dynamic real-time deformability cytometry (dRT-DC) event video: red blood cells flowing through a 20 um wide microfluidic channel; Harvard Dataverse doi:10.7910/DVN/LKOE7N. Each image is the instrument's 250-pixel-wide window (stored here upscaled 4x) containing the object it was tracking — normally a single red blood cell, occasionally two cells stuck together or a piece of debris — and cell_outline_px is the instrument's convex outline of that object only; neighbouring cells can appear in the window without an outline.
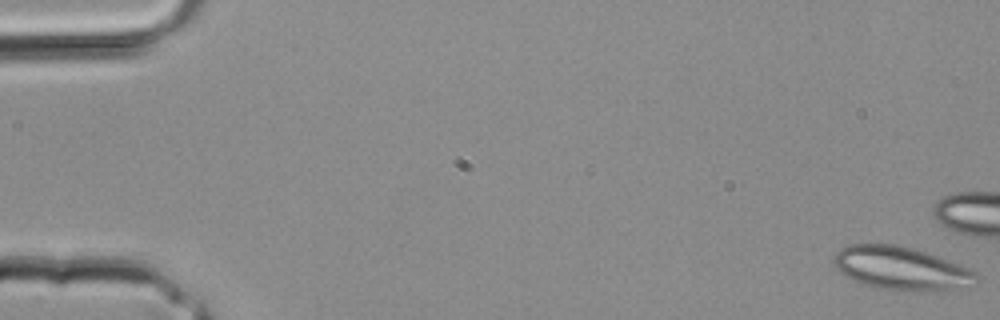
{"species": "common noctule bat (a hibernating species)", "species_latin": "Nyctalus noctula", "temperature_condition": "room temperature", "stored_images_in_passage": 4, "camera_frame_rate_fps": 3000, "um_per_image_px": 0.085, "animal": {"sex": "male", "body_mass_g": 20.4}, "frame": {"image": 1, "passage_image": 1, "time_ms": 0.0, "image_size_px": [1000, 320], "cell_outline_px": [[980, 276], [948, 288], [924, 292], [912, 292], [884, 288], [864, 284], [840, 272], [832, 264], [832, 260], [836, 252], [840, 248], [848, 244], [892, 244], [912, 248], [936, 256], [968, 268], [976, 272]], "centroid_in_image_um": [76.45, 22.77], "position_along_channel_um": 8.6, "area_um2": 34.74}}